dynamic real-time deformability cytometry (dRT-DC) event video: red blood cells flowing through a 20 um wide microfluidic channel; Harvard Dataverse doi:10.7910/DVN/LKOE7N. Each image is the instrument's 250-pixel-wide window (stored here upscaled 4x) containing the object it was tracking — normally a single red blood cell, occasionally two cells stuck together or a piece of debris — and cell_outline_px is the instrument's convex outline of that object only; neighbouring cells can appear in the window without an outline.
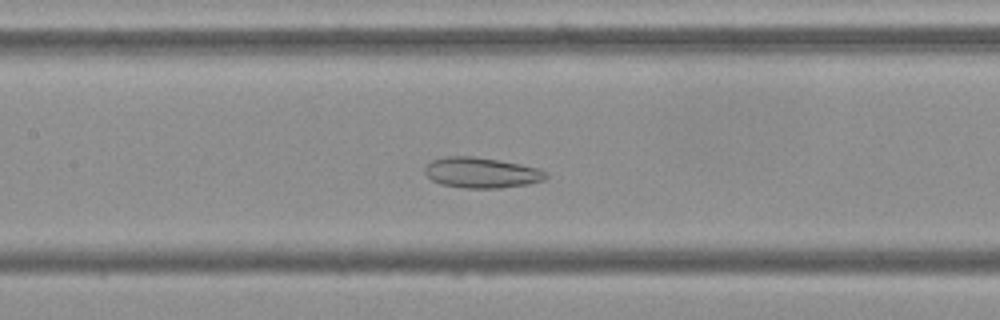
{"species": "Egyptian fruit bat (a non-hibernating species)", "species_latin": "Rousettus aegyptiacus", "temperature_condition": "cold", "stored_images_in_passage": 46, "camera_frame_rate_fps": 3000, "um_per_image_px": 0.085, "frame": {"image": 1, "passage_image": 17, "time_ms": 5.333, "image_size_px": [1000, 320], "cell_outline_px": [[548, 176], [544, 180], [528, 184], [500, 188], [464, 188], [440, 184], [432, 180], [424, 172], [424, 168], [432, 160], [444, 156], [472, 156], [520, 164], [540, 168], [548, 172]], "centroid_in_image_um": [40.93, 14.68], "position_along_channel_um": 166.5, "area_um2": 21.62}}
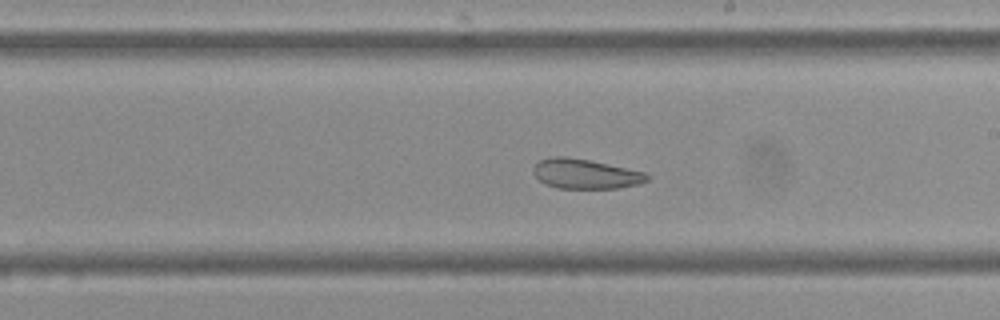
{"frame": {"image": 2, "passage_image": 23, "time_ms": 7.333, "image_size_px": [1000, 320], "cell_outline_px": [[648, 180], [640, 184], [616, 188], [556, 188], [544, 184], [532, 172], [532, 168], [540, 160], [552, 156], [564, 156], [588, 160], [644, 172], [648, 176]], "centroid_in_image_um": [49.71, 14.78], "position_along_channel_um": 239.3, "area_um2": 19.54}}
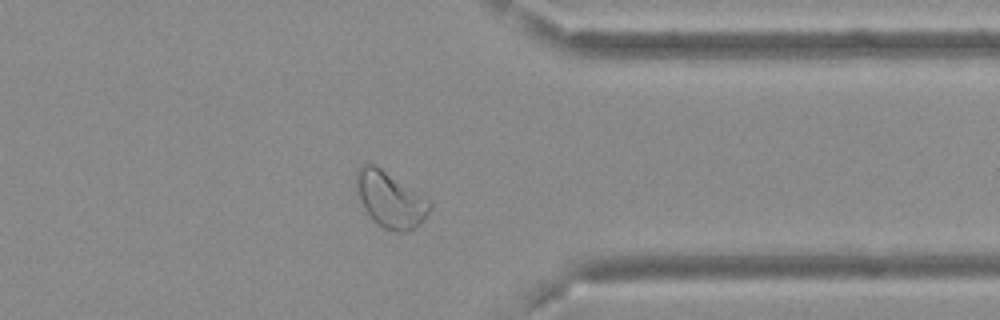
{"frame": {"image": 3, "passage_image": 35, "time_ms": 11.333, "image_size_px": [1000, 320], "cell_outline_px": [[432, 208], [424, 220], [416, 228], [408, 232], [396, 232], [384, 228], [364, 208], [356, 192], [356, 172], [360, 164], [376, 164], [432, 200]], "centroid_in_image_um": [33.22, 16.94], "position_along_channel_um": 378.2, "area_um2": 24.28}, "authors_computed_cell_mechanics": {"area_um2": 24.6228, "velocity_mm_per_s": 3.6454, "shape_relaxation_time_tau1_ms": null, "shape_relaxation_time_tau2_ms": 2.4929, "deformation_change_tau1": null, "deformation_change_tau2": 0.0943}}